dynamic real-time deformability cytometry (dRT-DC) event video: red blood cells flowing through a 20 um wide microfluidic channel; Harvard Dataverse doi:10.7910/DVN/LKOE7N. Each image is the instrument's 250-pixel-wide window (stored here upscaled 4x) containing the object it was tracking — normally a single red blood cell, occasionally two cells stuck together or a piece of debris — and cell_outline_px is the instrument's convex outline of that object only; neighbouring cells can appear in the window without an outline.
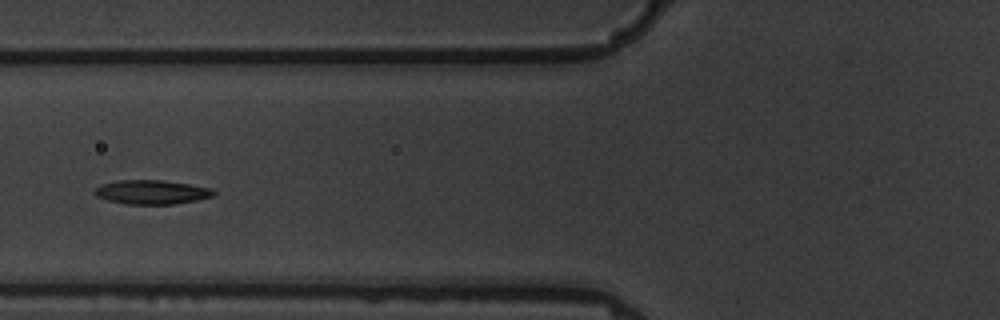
{"species": "common noctule bat (a hibernating species)", "species_latin": "Nyctalus noctula", "temperature_condition": "warm", "stored_images_in_passage": 9, "camera_frame_rate_fps": 3000, "um_per_image_px": 0.085, "animal": {"sex": "male", "body_mass_g": 19.5, "forearm_length_mm": 54.6}, "frame": {"image": 1, "passage_image": 6, "time_ms": 6.0, "image_size_px": [1000, 320], "cell_outline_px": [[216, 192], [212, 196], [196, 200], [172, 204], [124, 204], [108, 200], [96, 196], [92, 192], [96, 188], [104, 184], [116, 180], [164, 180], [192, 184], [212, 188]], "centroid_in_image_um": [12.9, 16.32], "position_along_channel_um": 112.9, "area_um2": 16.76}}
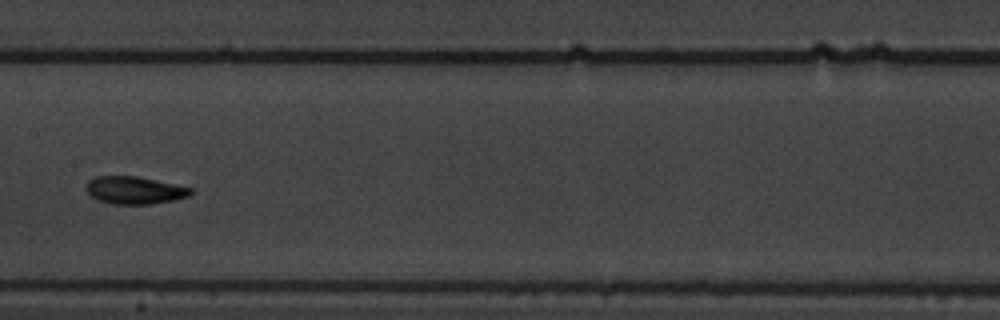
{"frame": {"image": 2, "passage_image": 8, "time_ms": 8.333, "image_size_px": [1000, 320], "cell_outline_px": [[192, 192], [188, 196], [172, 200], [152, 204], [112, 204], [100, 200], [92, 196], [88, 192], [88, 180], [96, 176], [136, 176], [192, 188]], "centroid_in_image_um": [11.44, 16.17], "position_along_channel_um": 196.0, "area_um2": 16.42}}
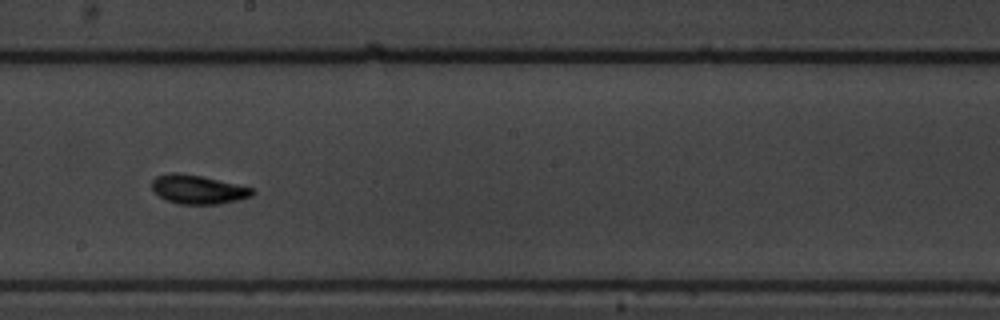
{"frame": {"image": 3, "passage_image": 9, "time_ms": 9.333, "image_size_px": [1000, 320], "cell_outline_px": [[256, 192], [252, 196], [220, 204], [180, 204], [168, 200], [160, 196], [152, 188], [152, 180], [156, 176], [172, 172], [176, 172], [200, 176], [236, 184], [252, 188]], "centroid_in_image_um": [16.83, 16.1], "position_along_channel_um": 231.4, "area_um2": 16.65}}